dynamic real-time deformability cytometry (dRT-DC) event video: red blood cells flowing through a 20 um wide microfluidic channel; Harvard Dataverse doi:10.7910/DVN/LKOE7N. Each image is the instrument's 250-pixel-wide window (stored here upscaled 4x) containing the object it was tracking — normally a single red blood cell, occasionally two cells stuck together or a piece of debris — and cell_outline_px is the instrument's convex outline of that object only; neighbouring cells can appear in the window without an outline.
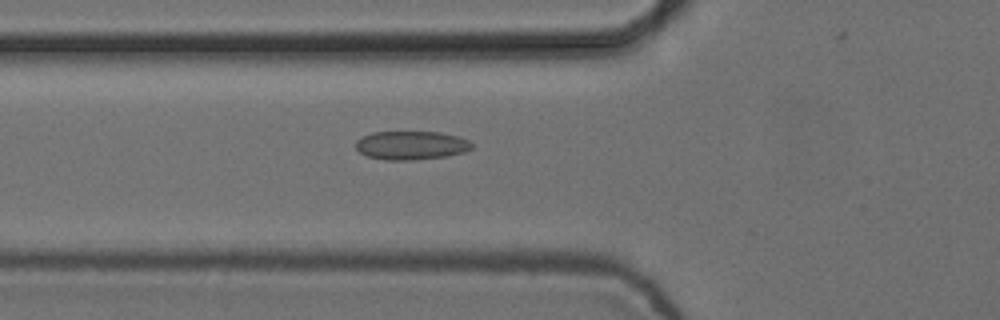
{"species": "common noctule bat (a hibernating species)", "species_latin": "Nyctalus noctula", "temperature_condition": "cold", "stored_images_in_passage": 7, "camera_frame_rate_fps": 3000, "um_per_image_px": 0.085, "animal": {"sex": "female", "body_mass_g": 24.6, "forearm_length_mm": 56.2}, "frame": {"image": 1, "passage_image": 7, "time_ms": 2.0, "image_size_px": [1000, 320], "cell_outline_px": [[472, 148], [464, 152], [448, 156], [416, 160], [384, 160], [368, 156], [360, 152], [356, 148], [356, 140], [372, 132], [440, 132], [456, 136], [468, 140], [472, 144]], "centroid_in_image_um": [34.95, 12.36], "position_along_channel_um": 90.8, "area_um2": 19.36}}